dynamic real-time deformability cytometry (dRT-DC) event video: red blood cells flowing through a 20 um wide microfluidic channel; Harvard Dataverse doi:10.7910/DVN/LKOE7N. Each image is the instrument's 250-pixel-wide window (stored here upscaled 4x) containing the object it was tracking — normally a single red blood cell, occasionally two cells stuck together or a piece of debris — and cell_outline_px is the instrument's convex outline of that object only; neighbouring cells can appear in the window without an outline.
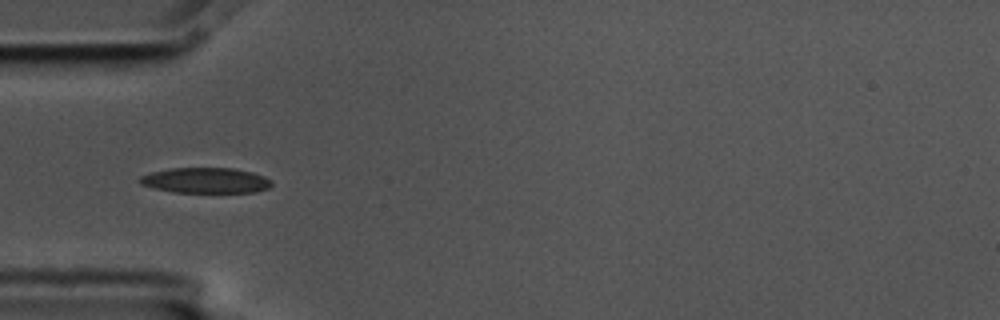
{"species": "common noctule bat (a hibernating species)", "species_latin": "Nyctalus noctula", "temperature_condition": "cold", "stored_images_in_passage": 7, "camera_frame_rate_fps": 3000, "um_per_image_px": 0.085, "animal": {"sex": "male", "body_mass_g": 17.5, "forearm_length_mm": 52.3}, "frame": {"image": 1, "passage_image": 5, "time_ms": 1.333, "image_size_px": [1000, 320], "cell_outline_px": [[272, 184], [268, 188], [256, 192], [172, 192], [140, 184], [136, 180], [140, 176], [152, 172], [172, 168], [232, 168], [252, 172], [264, 176], [272, 180]], "centroid_in_image_um": [17.48, 15.33], "position_along_channel_um": 67.5, "area_um2": 19.54}}